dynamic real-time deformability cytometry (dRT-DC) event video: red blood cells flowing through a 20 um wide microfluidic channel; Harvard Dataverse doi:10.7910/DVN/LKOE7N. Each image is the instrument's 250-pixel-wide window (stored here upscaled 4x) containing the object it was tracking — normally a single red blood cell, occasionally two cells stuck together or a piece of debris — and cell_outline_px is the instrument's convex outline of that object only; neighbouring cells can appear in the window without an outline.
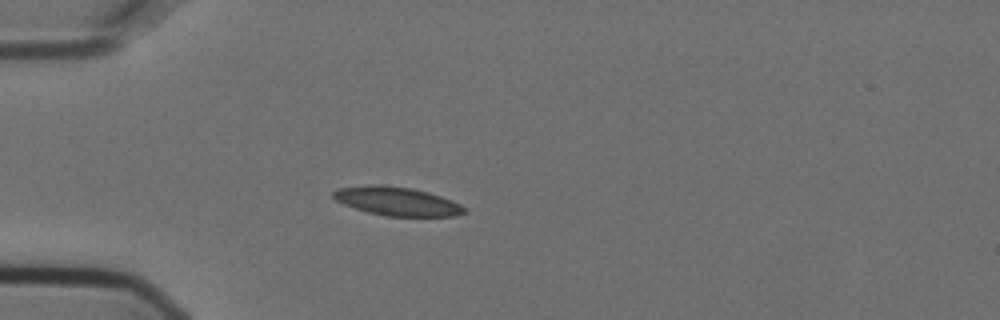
{"species": "Egyptian fruit bat (a non-hibernating species)", "species_latin": "Rousettus aegyptiacus", "temperature_condition": "cold", "stored_images_in_passage": 2, "camera_frame_rate_fps": 3000, "um_per_image_px": 0.085, "animal": {"sex": "female"}, "frame": {"image": 1, "passage_image": 1, "time_ms": 0.0, "image_size_px": [1000, 320], "cell_outline_px": [[468, 212], [456, 216], [388, 216], [368, 212], [344, 204], [336, 200], [332, 196], [332, 192], [340, 188], [368, 184], [372, 184], [412, 188], [428, 192], [452, 200], [468, 208]], "centroid_in_image_um": [33.79, 17.11], "position_along_channel_um": 51.2, "area_um2": 21.85}}